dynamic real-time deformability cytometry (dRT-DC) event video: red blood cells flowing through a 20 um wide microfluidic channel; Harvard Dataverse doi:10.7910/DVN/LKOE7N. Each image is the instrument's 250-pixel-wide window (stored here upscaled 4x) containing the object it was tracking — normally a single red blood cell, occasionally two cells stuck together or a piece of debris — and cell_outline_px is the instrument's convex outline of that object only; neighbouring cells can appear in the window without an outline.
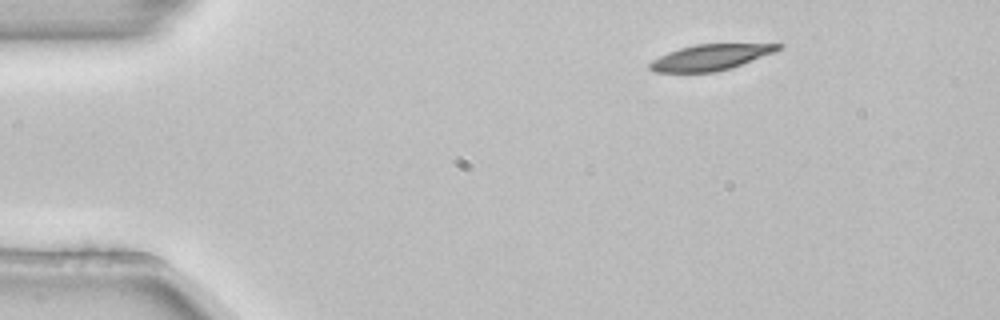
{"species": "common noctule bat (a hibernating species)", "species_latin": "Nyctalus noctula", "temperature_condition": "room temperature", "stored_images_in_passage": 4, "camera_frame_rate_fps": 3000, "um_per_image_px": 0.085, "animal": {"sex": "female", "body_mass_g": 22.7, "forearm_length_mm": 54.2}, "frame": {"image": 1, "passage_image": 1, "time_ms": 0.0, "image_size_px": [1000, 320], "cell_outline_px": [[784, 48], [732, 68], [716, 72], [652, 72], [648, 68], [648, 64], [652, 60], [668, 52], [680, 48], [696, 44], [784, 44]], "centroid_in_image_um": [60.38, 4.88], "position_along_channel_um": 24.6, "area_um2": 19.31}}
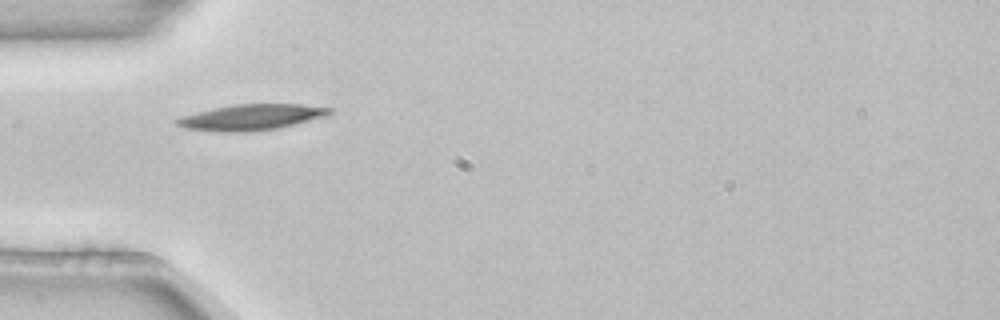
{"frame": {"image": 2, "passage_image": 3, "time_ms": 0.667, "image_size_px": [1000, 320], "cell_outline_px": [[332, 112], [324, 116], [276, 128], [252, 132], [216, 132], [184, 128], [176, 124], [176, 120], [180, 116], [212, 108], [232, 104], [300, 104], [332, 108]], "centroid_in_image_um": [21.28, 9.96], "position_along_channel_um": 63.7, "area_um2": 22.89}}